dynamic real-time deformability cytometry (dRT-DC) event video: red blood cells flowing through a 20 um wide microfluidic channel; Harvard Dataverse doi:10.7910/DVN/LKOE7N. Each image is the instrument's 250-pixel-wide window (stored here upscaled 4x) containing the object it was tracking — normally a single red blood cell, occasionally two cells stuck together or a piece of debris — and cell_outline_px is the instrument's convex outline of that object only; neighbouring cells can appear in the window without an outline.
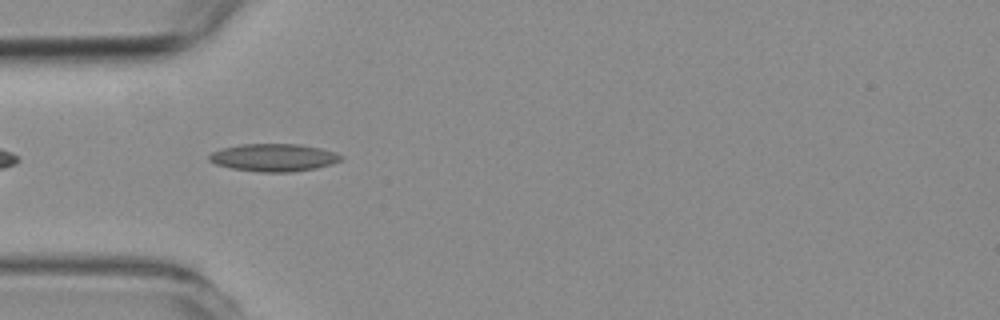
{"species": "common noctule bat (a hibernating species)", "species_latin": "Nyctalus noctula", "temperature_condition": "room temperature", "stored_images_in_passage": 16, "camera_frame_rate_fps": 3000, "um_per_image_px": 0.085, "animal": {"sex": "female", "body_mass_g": 19.3, "forearm_length_mm": 54.1}, "frame": {"image": 1, "passage_image": 3, "time_ms": 0.667, "image_size_px": [1000, 320], "cell_outline_px": [[344, 156], [340, 160], [332, 164], [316, 168], [292, 172], [260, 172], [232, 168], [216, 164], [208, 160], [208, 156], [212, 152], [220, 148], [240, 144], [300, 144], [320, 148], [336, 152]], "centroid_in_image_um": [23.26, 13.38], "position_along_channel_um": 61.7, "area_um2": 21.33}}
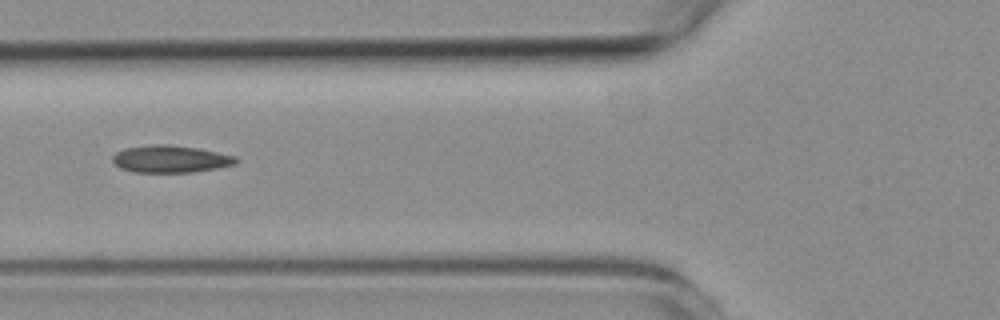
{"frame": {"image": 2, "passage_image": 7, "time_ms": 2.0, "image_size_px": [1000, 320], "cell_outline_px": [[236, 164], [216, 168], [192, 172], [136, 172], [120, 168], [112, 160], [112, 156], [116, 152], [124, 148], [152, 144], [168, 144], [196, 148], [236, 156]], "centroid_in_image_um": [14.45, 13.51], "position_along_channel_um": 111.3, "area_um2": 19.42}}
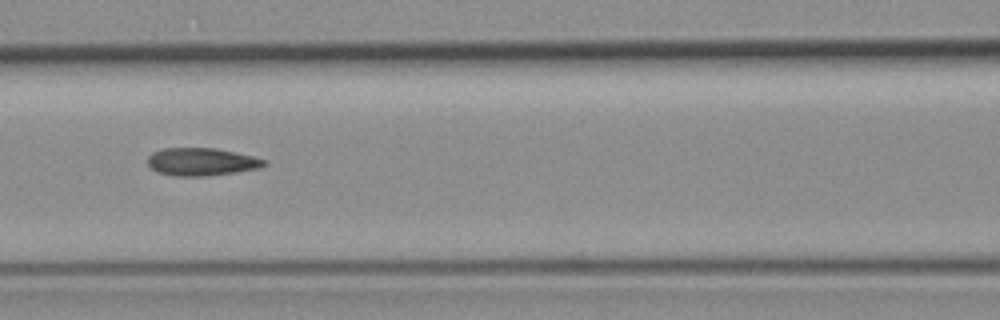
{"frame": {"image": 3, "passage_image": 10, "time_ms": 3.0, "image_size_px": [1000, 320], "cell_outline_px": [[268, 164], [260, 168], [236, 172], [208, 176], [172, 176], [156, 172], [148, 164], [148, 156], [152, 152], [164, 148], [216, 148], [236, 152], [268, 160]], "centroid_in_image_um": [17.15, 13.75], "position_along_channel_um": 149.5, "area_um2": 19.07}}